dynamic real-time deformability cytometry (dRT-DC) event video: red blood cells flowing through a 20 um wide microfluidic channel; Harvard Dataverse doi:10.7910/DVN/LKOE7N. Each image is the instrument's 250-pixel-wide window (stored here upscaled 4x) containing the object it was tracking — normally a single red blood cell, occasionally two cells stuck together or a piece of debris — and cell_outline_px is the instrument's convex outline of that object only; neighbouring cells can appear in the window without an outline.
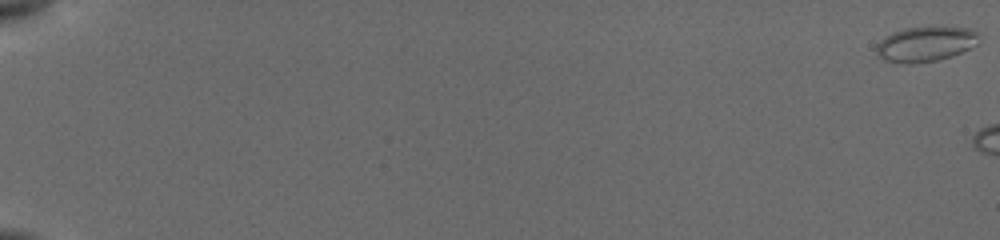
{"species": "common noctule bat (a hibernating species)", "species_latin": "Nyctalus noctula", "temperature_condition": "cold", "stored_images_in_passage": 16, "camera_frame_rate_fps": 3000, "um_per_image_px": 0.085, "animal": {"sex": "female", "body_mass_g": 19.5, "forearm_length_mm": 54.1}, "frame": {"image": 1, "passage_image": 1, "time_ms": 0.0, "image_size_px": [1000, 240], "cell_outline_px": [[976, 44], [960, 52], [936, 60], [912, 64], [908, 64], [884, 60], [876, 56], [876, 44], [880, 40], [896, 32], [908, 28], [964, 28], [976, 32]], "centroid_in_image_um": [78.57, 3.78], "position_along_channel_um": 6.4, "area_um2": 20.06}}